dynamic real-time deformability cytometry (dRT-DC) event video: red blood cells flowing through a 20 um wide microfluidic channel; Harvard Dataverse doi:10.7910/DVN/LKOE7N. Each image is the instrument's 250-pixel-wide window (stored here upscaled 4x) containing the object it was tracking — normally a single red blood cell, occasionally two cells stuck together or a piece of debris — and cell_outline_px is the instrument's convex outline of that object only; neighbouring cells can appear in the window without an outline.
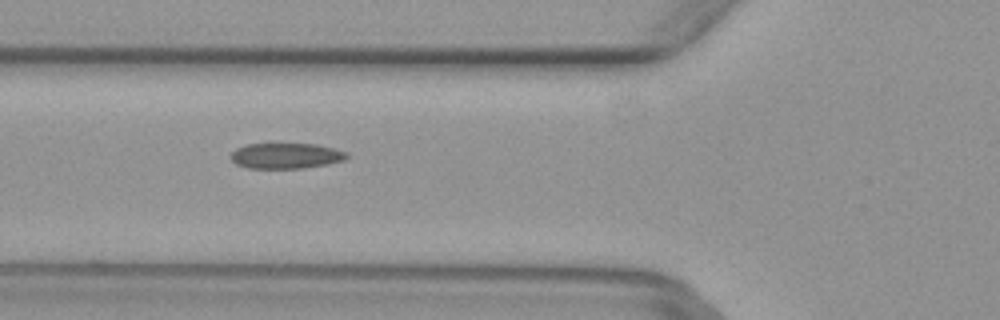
{"species": "common noctule bat (a hibernating species)", "species_latin": "Nyctalus noctula", "temperature_condition": "warm", "stored_images_in_passage": 38, "camera_frame_rate_fps": 3000, "um_per_image_px": 0.085, "animal": {"sex": "female", "body_mass_g": 29.2, "forearm_length_mm": 56.3}, "frame": {"image": 1, "passage_image": 6, "time_ms": 1.667, "image_size_px": [1000, 320], "cell_outline_px": [[348, 156], [344, 160], [304, 168], [248, 168], [236, 164], [228, 156], [236, 148], [248, 144], [316, 144], [348, 152]], "centroid_in_image_um": [24.27, 13.24], "position_along_channel_um": 101.5, "area_um2": 17.17}}
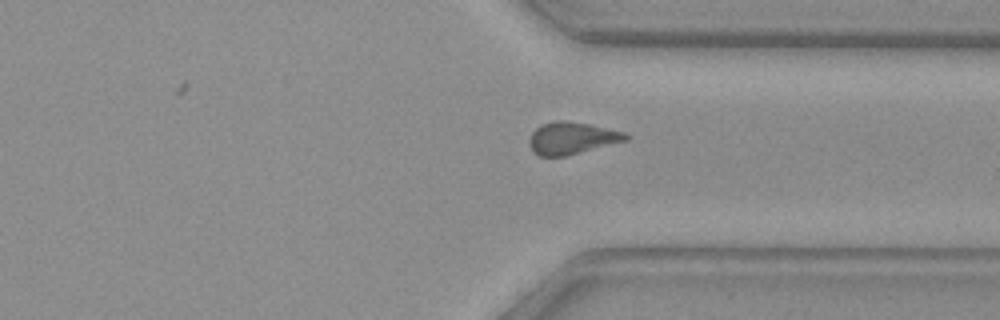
{"frame": {"image": 2, "passage_image": 25, "time_ms": 8.0, "image_size_px": [1000, 320], "cell_outline_px": [[628, 140], [564, 156], [540, 156], [532, 152], [528, 144], [528, 140], [532, 132], [540, 124], [556, 120], [564, 120], [588, 124], [624, 132], [628, 136]], "centroid_in_image_um": [48.54, 11.74], "position_along_channel_um": 362.9, "area_um2": 17.98}}
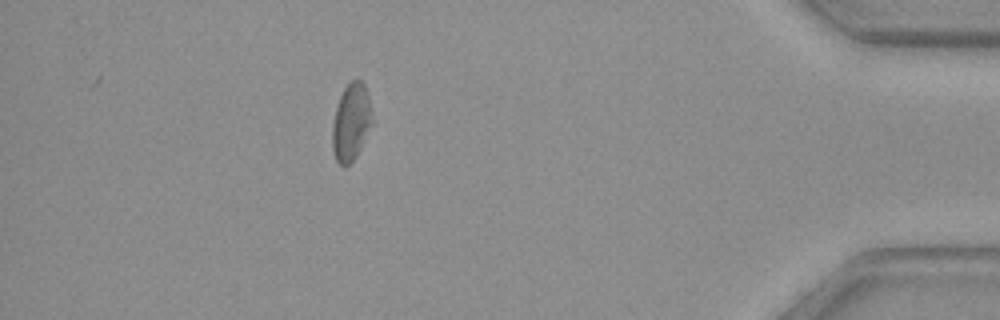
{"frame": {"image": 3, "passage_image": 32, "time_ms": 10.333, "image_size_px": [1000, 320], "cell_outline_px": [[372, 124], [356, 156], [344, 168], [336, 160], [332, 152], [332, 124], [336, 108], [340, 96], [344, 88], [352, 80], [360, 80], [364, 84], [368, 96], [372, 116]], "centroid_in_image_um": [29.82, 10.4], "position_along_channel_um": 405.4, "area_um2": 17.74}}